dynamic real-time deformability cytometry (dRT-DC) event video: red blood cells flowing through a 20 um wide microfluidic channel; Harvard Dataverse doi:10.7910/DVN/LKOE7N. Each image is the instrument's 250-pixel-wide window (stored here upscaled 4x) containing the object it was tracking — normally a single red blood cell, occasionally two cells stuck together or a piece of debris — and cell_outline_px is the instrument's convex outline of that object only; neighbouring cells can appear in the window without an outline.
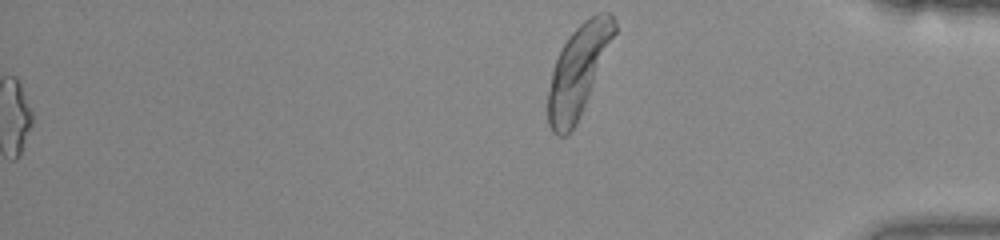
{"species": "common noctule bat (a hibernating species)", "species_latin": "Nyctalus noctula", "temperature_condition": "warm", "stored_images_in_passage": 43, "segment_of_instrument_passage": [2, 2], "camera_frame_rate_fps": 3000, "um_per_image_px": 0.085, "animal": {"sex": "female", "body_mass_g": 22.0, "forearm_length_mm": 56.7}, "frame": {"image": 1, "passage_image": 43, "time_ms": 14.0, "image_size_px": [1000, 240], "cell_outline_px": [[616, 32], [580, 116], [576, 124], [564, 136], [556, 136], [552, 132], [548, 124], [548, 92], [552, 72], [556, 60], [568, 36], [588, 16], [600, 12], [612, 12], [616, 20]], "centroid_in_image_um": [49.16, 5.98], "position_along_channel_um": 386.0, "area_um2": 34.51}}